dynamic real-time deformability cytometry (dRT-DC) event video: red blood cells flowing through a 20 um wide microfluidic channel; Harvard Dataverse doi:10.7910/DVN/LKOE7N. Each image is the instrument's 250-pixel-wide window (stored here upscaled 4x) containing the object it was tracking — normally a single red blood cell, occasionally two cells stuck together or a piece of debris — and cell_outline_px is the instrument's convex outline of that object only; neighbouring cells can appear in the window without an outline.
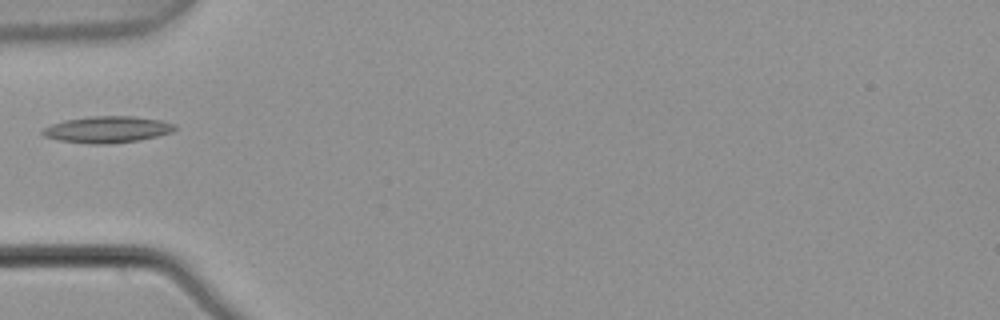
{"species": "common noctule bat (a hibernating species)", "species_latin": "Nyctalus noctula", "temperature_condition": "warm", "stored_images_in_passage": 4, "camera_frame_rate_fps": 3000, "um_per_image_px": 0.085, "animal": {"sex": "male", "body_mass_g": 21.5, "forearm_length_mm": 52.0}, "frame": {"image": 1, "passage_image": 4, "time_ms": 1.0, "image_size_px": [1000, 320], "cell_outline_px": [[176, 128], [172, 132], [140, 140], [112, 144], [88, 144], [60, 140], [44, 136], [40, 132], [44, 128], [52, 124], [64, 120], [88, 116], [136, 116], [160, 120], [176, 124]], "centroid_in_image_um": [9.13, 11.0], "position_along_channel_um": 75.9, "area_um2": 20.58}}